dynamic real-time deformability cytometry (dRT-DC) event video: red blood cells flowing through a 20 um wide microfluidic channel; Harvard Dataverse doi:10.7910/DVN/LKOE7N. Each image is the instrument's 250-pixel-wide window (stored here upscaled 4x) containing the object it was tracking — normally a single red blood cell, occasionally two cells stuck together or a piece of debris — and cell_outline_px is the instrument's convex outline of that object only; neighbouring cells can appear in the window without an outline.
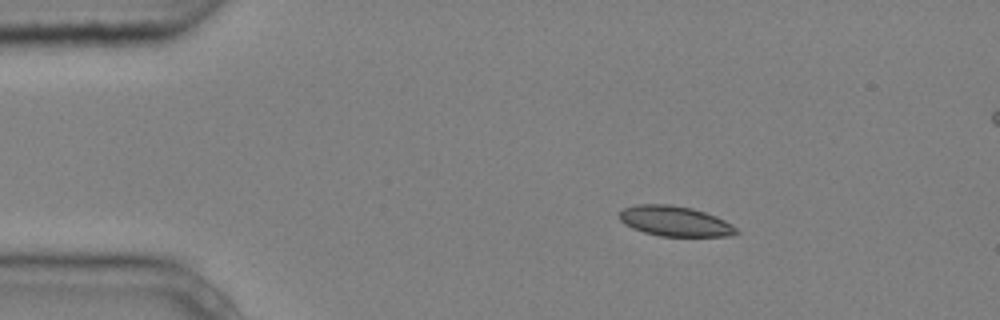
{"species": "common noctule bat (a hibernating species)", "species_latin": "Nyctalus noctula", "temperature_condition": "cold", "stored_images_in_passage": 4, "camera_frame_rate_fps": 3000, "um_per_image_px": 0.085, "animal": {"sex": "male", "body_mass_g": 20.4}, "frame": {"image": 1, "passage_image": 1, "time_ms": 0.0, "image_size_px": [1000, 320], "cell_outline_px": [[740, 232], [728, 236], [660, 236], [644, 232], [632, 228], [624, 224], [620, 220], [616, 212], [624, 208], [636, 204], [668, 204], [692, 208], [716, 216], [732, 224]], "centroid_in_image_um": [57.32, 18.79], "position_along_channel_um": 27.7, "area_um2": 20.69}}